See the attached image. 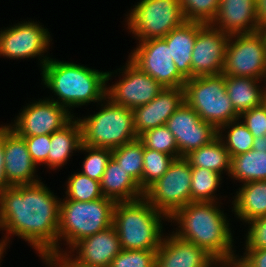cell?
Returning a JSON list of instances; mask_svg holds the SVG:
<instances>
[{"label":"cell","mask_w":266,"mask_h":267,"mask_svg":"<svg viewBox=\"0 0 266 267\" xmlns=\"http://www.w3.org/2000/svg\"><path fill=\"white\" fill-rule=\"evenodd\" d=\"M0 204L1 227L28 240L49 263L60 259L55 241L60 205L46 187L40 182L9 186L0 192Z\"/></svg>","instance_id":"1"},{"label":"cell","mask_w":266,"mask_h":267,"mask_svg":"<svg viewBox=\"0 0 266 267\" xmlns=\"http://www.w3.org/2000/svg\"><path fill=\"white\" fill-rule=\"evenodd\" d=\"M173 217L182 224L183 232L175 235L178 238L197 245L224 264L235 258L230 254L232 240L226 220L211 202H190Z\"/></svg>","instance_id":"2"},{"label":"cell","mask_w":266,"mask_h":267,"mask_svg":"<svg viewBox=\"0 0 266 267\" xmlns=\"http://www.w3.org/2000/svg\"><path fill=\"white\" fill-rule=\"evenodd\" d=\"M43 63L45 85L61 97L65 105H81L107 95L103 84L109 79V73H100L80 65L56 62L48 58Z\"/></svg>","instance_id":"3"},{"label":"cell","mask_w":266,"mask_h":267,"mask_svg":"<svg viewBox=\"0 0 266 267\" xmlns=\"http://www.w3.org/2000/svg\"><path fill=\"white\" fill-rule=\"evenodd\" d=\"M143 202L138 199L115 204L113 226L122 249L157 250L161 245L160 211Z\"/></svg>","instance_id":"4"},{"label":"cell","mask_w":266,"mask_h":267,"mask_svg":"<svg viewBox=\"0 0 266 267\" xmlns=\"http://www.w3.org/2000/svg\"><path fill=\"white\" fill-rule=\"evenodd\" d=\"M183 89L185 103L217 130L240 117L226 92L224 74L193 77Z\"/></svg>","instance_id":"5"},{"label":"cell","mask_w":266,"mask_h":267,"mask_svg":"<svg viewBox=\"0 0 266 267\" xmlns=\"http://www.w3.org/2000/svg\"><path fill=\"white\" fill-rule=\"evenodd\" d=\"M116 202L102 197L94 201L67 200L60 205L58 236L65 235L70 245L113 225Z\"/></svg>","instance_id":"6"},{"label":"cell","mask_w":266,"mask_h":267,"mask_svg":"<svg viewBox=\"0 0 266 267\" xmlns=\"http://www.w3.org/2000/svg\"><path fill=\"white\" fill-rule=\"evenodd\" d=\"M79 122L82 144L91 147L113 150L138 139L133 111L112 101L102 111Z\"/></svg>","instance_id":"7"},{"label":"cell","mask_w":266,"mask_h":267,"mask_svg":"<svg viewBox=\"0 0 266 267\" xmlns=\"http://www.w3.org/2000/svg\"><path fill=\"white\" fill-rule=\"evenodd\" d=\"M148 203L157 211L171 217L178 209L191 202V166L180 157L168 170L144 191Z\"/></svg>","instance_id":"8"},{"label":"cell","mask_w":266,"mask_h":267,"mask_svg":"<svg viewBox=\"0 0 266 267\" xmlns=\"http://www.w3.org/2000/svg\"><path fill=\"white\" fill-rule=\"evenodd\" d=\"M129 21L130 29L146 41L164 38L186 20L179 0H142L131 12Z\"/></svg>","instance_id":"9"},{"label":"cell","mask_w":266,"mask_h":267,"mask_svg":"<svg viewBox=\"0 0 266 267\" xmlns=\"http://www.w3.org/2000/svg\"><path fill=\"white\" fill-rule=\"evenodd\" d=\"M222 74L255 80L266 75V38L261 30L241 33L235 43H227Z\"/></svg>","instance_id":"10"},{"label":"cell","mask_w":266,"mask_h":267,"mask_svg":"<svg viewBox=\"0 0 266 267\" xmlns=\"http://www.w3.org/2000/svg\"><path fill=\"white\" fill-rule=\"evenodd\" d=\"M131 61L163 88H183L187 81L177 70L170 47L162 38L142 41Z\"/></svg>","instance_id":"11"},{"label":"cell","mask_w":266,"mask_h":267,"mask_svg":"<svg viewBox=\"0 0 266 267\" xmlns=\"http://www.w3.org/2000/svg\"><path fill=\"white\" fill-rule=\"evenodd\" d=\"M165 126L174 135L179 157L214 140L220 130L203 121L195 110L185 102L168 119Z\"/></svg>","instance_id":"12"},{"label":"cell","mask_w":266,"mask_h":267,"mask_svg":"<svg viewBox=\"0 0 266 267\" xmlns=\"http://www.w3.org/2000/svg\"><path fill=\"white\" fill-rule=\"evenodd\" d=\"M220 29L198 22V33L192 51V78L222 74L229 38Z\"/></svg>","instance_id":"13"},{"label":"cell","mask_w":266,"mask_h":267,"mask_svg":"<svg viewBox=\"0 0 266 267\" xmlns=\"http://www.w3.org/2000/svg\"><path fill=\"white\" fill-rule=\"evenodd\" d=\"M129 63L125 79L107 90L106 94L113 103L133 110L152 101L164 88L132 61Z\"/></svg>","instance_id":"14"},{"label":"cell","mask_w":266,"mask_h":267,"mask_svg":"<svg viewBox=\"0 0 266 267\" xmlns=\"http://www.w3.org/2000/svg\"><path fill=\"white\" fill-rule=\"evenodd\" d=\"M64 105L57 101H41L21 113L14 131L21 137L51 135L71 122Z\"/></svg>","instance_id":"15"},{"label":"cell","mask_w":266,"mask_h":267,"mask_svg":"<svg viewBox=\"0 0 266 267\" xmlns=\"http://www.w3.org/2000/svg\"><path fill=\"white\" fill-rule=\"evenodd\" d=\"M3 147L7 187L38 183V180L33 181L31 178L33 177L36 163L31 159L24 138L14 130L3 127Z\"/></svg>","instance_id":"16"},{"label":"cell","mask_w":266,"mask_h":267,"mask_svg":"<svg viewBox=\"0 0 266 267\" xmlns=\"http://www.w3.org/2000/svg\"><path fill=\"white\" fill-rule=\"evenodd\" d=\"M184 102L183 88H164L152 101L133 109L134 130L137 136L146 130L164 126Z\"/></svg>","instance_id":"17"},{"label":"cell","mask_w":266,"mask_h":267,"mask_svg":"<svg viewBox=\"0 0 266 267\" xmlns=\"http://www.w3.org/2000/svg\"><path fill=\"white\" fill-rule=\"evenodd\" d=\"M46 29L34 23H24L0 34V54L25 58L40 54L48 45Z\"/></svg>","instance_id":"18"},{"label":"cell","mask_w":266,"mask_h":267,"mask_svg":"<svg viewBox=\"0 0 266 267\" xmlns=\"http://www.w3.org/2000/svg\"><path fill=\"white\" fill-rule=\"evenodd\" d=\"M214 260L204 249L174 235L157 249L156 267H209Z\"/></svg>","instance_id":"19"},{"label":"cell","mask_w":266,"mask_h":267,"mask_svg":"<svg viewBox=\"0 0 266 267\" xmlns=\"http://www.w3.org/2000/svg\"><path fill=\"white\" fill-rule=\"evenodd\" d=\"M215 19L220 20L223 29L221 31L230 36L237 33H253L261 30L257 12V0H220L218 13ZM251 27L246 28L248 22ZM226 29V30H224ZM248 29V30H246Z\"/></svg>","instance_id":"20"},{"label":"cell","mask_w":266,"mask_h":267,"mask_svg":"<svg viewBox=\"0 0 266 267\" xmlns=\"http://www.w3.org/2000/svg\"><path fill=\"white\" fill-rule=\"evenodd\" d=\"M81 247L79 258L75 261L98 266H109L112 259L122 250L115 227H111L77 242Z\"/></svg>","instance_id":"21"},{"label":"cell","mask_w":266,"mask_h":267,"mask_svg":"<svg viewBox=\"0 0 266 267\" xmlns=\"http://www.w3.org/2000/svg\"><path fill=\"white\" fill-rule=\"evenodd\" d=\"M198 33V22L185 21L162 38L170 47V53L179 73L186 79L192 78V51Z\"/></svg>","instance_id":"22"},{"label":"cell","mask_w":266,"mask_h":267,"mask_svg":"<svg viewBox=\"0 0 266 267\" xmlns=\"http://www.w3.org/2000/svg\"><path fill=\"white\" fill-rule=\"evenodd\" d=\"M100 189L103 197L115 202L134 201L137 195H144L139 184L112 157L100 181Z\"/></svg>","instance_id":"23"},{"label":"cell","mask_w":266,"mask_h":267,"mask_svg":"<svg viewBox=\"0 0 266 267\" xmlns=\"http://www.w3.org/2000/svg\"><path fill=\"white\" fill-rule=\"evenodd\" d=\"M225 87L238 115L266 101V93L257 89L254 78L225 76Z\"/></svg>","instance_id":"24"},{"label":"cell","mask_w":266,"mask_h":267,"mask_svg":"<svg viewBox=\"0 0 266 267\" xmlns=\"http://www.w3.org/2000/svg\"><path fill=\"white\" fill-rule=\"evenodd\" d=\"M230 173L239 180H266V142H257L253 149L231 157Z\"/></svg>","instance_id":"25"},{"label":"cell","mask_w":266,"mask_h":267,"mask_svg":"<svg viewBox=\"0 0 266 267\" xmlns=\"http://www.w3.org/2000/svg\"><path fill=\"white\" fill-rule=\"evenodd\" d=\"M235 200V212L243 220L266 216V180L245 183Z\"/></svg>","instance_id":"26"},{"label":"cell","mask_w":266,"mask_h":267,"mask_svg":"<svg viewBox=\"0 0 266 267\" xmlns=\"http://www.w3.org/2000/svg\"><path fill=\"white\" fill-rule=\"evenodd\" d=\"M73 126L67 124L64 128L51 134V146L48 153L49 166H61L73 149H79L82 145V129L80 122H73ZM70 125V126H69Z\"/></svg>","instance_id":"27"},{"label":"cell","mask_w":266,"mask_h":267,"mask_svg":"<svg viewBox=\"0 0 266 267\" xmlns=\"http://www.w3.org/2000/svg\"><path fill=\"white\" fill-rule=\"evenodd\" d=\"M219 138L217 136L210 143L193 150L184 158L191 167L206 168L219 174L223 168H227L230 172L231 158L225 148V144L222 145Z\"/></svg>","instance_id":"28"},{"label":"cell","mask_w":266,"mask_h":267,"mask_svg":"<svg viewBox=\"0 0 266 267\" xmlns=\"http://www.w3.org/2000/svg\"><path fill=\"white\" fill-rule=\"evenodd\" d=\"M144 145L136 139L112 150V158L139 184L142 189Z\"/></svg>","instance_id":"29"},{"label":"cell","mask_w":266,"mask_h":267,"mask_svg":"<svg viewBox=\"0 0 266 267\" xmlns=\"http://www.w3.org/2000/svg\"><path fill=\"white\" fill-rule=\"evenodd\" d=\"M174 159L171 155L144 147L142 171L143 192L163 176Z\"/></svg>","instance_id":"30"},{"label":"cell","mask_w":266,"mask_h":267,"mask_svg":"<svg viewBox=\"0 0 266 267\" xmlns=\"http://www.w3.org/2000/svg\"><path fill=\"white\" fill-rule=\"evenodd\" d=\"M219 179L217 172L191 167V202H212L210 195L219 185Z\"/></svg>","instance_id":"31"},{"label":"cell","mask_w":266,"mask_h":267,"mask_svg":"<svg viewBox=\"0 0 266 267\" xmlns=\"http://www.w3.org/2000/svg\"><path fill=\"white\" fill-rule=\"evenodd\" d=\"M186 21L210 24L218 13L220 0H179Z\"/></svg>","instance_id":"32"},{"label":"cell","mask_w":266,"mask_h":267,"mask_svg":"<svg viewBox=\"0 0 266 267\" xmlns=\"http://www.w3.org/2000/svg\"><path fill=\"white\" fill-rule=\"evenodd\" d=\"M138 139L143 143L144 147L168 154L175 159L180 158L172 153H178V147L171 131L164 125L146 130Z\"/></svg>","instance_id":"33"},{"label":"cell","mask_w":266,"mask_h":267,"mask_svg":"<svg viewBox=\"0 0 266 267\" xmlns=\"http://www.w3.org/2000/svg\"><path fill=\"white\" fill-rule=\"evenodd\" d=\"M68 195L70 200L79 202L94 201L102 198L100 182L78 173L69 178Z\"/></svg>","instance_id":"34"},{"label":"cell","mask_w":266,"mask_h":267,"mask_svg":"<svg viewBox=\"0 0 266 267\" xmlns=\"http://www.w3.org/2000/svg\"><path fill=\"white\" fill-rule=\"evenodd\" d=\"M80 149L90 150L91 152L84 161V171H82V174L100 182L106 166L112 157V150L100 147H91L85 144H82Z\"/></svg>","instance_id":"35"},{"label":"cell","mask_w":266,"mask_h":267,"mask_svg":"<svg viewBox=\"0 0 266 267\" xmlns=\"http://www.w3.org/2000/svg\"><path fill=\"white\" fill-rule=\"evenodd\" d=\"M157 250L122 249L109 267H156Z\"/></svg>","instance_id":"36"},{"label":"cell","mask_w":266,"mask_h":267,"mask_svg":"<svg viewBox=\"0 0 266 267\" xmlns=\"http://www.w3.org/2000/svg\"><path fill=\"white\" fill-rule=\"evenodd\" d=\"M256 143L254 136L243 123L232 127L228 134V143L225 148L231 158L250 151Z\"/></svg>","instance_id":"37"},{"label":"cell","mask_w":266,"mask_h":267,"mask_svg":"<svg viewBox=\"0 0 266 267\" xmlns=\"http://www.w3.org/2000/svg\"><path fill=\"white\" fill-rule=\"evenodd\" d=\"M244 114L245 126L254 136L257 142H265L266 139V101L252 109L243 112L240 117Z\"/></svg>","instance_id":"38"},{"label":"cell","mask_w":266,"mask_h":267,"mask_svg":"<svg viewBox=\"0 0 266 267\" xmlns=\"http://www.w3.org/2000/svg\"><path fill=\"white\" fill-rule=\"evenodd\" d=\"M31 159L37 164L46 162L48 165V153L51 146V135H38L23 137Z\"/></svg>","instance_id":"39"},{"label":"cell","mask_w":266,"mask_h":267,"mask_svg":"<svg viewBox=\"0 0 266 267\" xmlns=\"http://www.w3.org/2000/svg\"><path fill=\"white\" fill-rule=\"evenodd\" d=\"M252 226L247 237V249H266V216L251 220Z\"/></svg>","instance_id":"40"},{"label":"cell","mask_w":266,"mask_h":267,"mask_svg":"<svg viewBox=\"0 0 266 267\" xmlns=\"http://www.w3.org/2000/svg\"><path fill=\"white\" fill-rule=\"evenodd\" d=\"M249 252L243 262L248 267H266V249H247Z\"/></svg>","instance_id":"41"},{"label":"cell","mask_w":266,"mask_h":267,"mask_svg":"<svg viewBox=\"0 0 266 267\" xmlns=\"http://www.w3.org/2000/svg\"><path fill=\"white\" fill-rule=\"evenodd\" d=\"M4 147H3V128H0V192L7 188V178L4 172Z\"/></svg>","instance_id":"42"},{"label":"cell","mask_w":266,"mask_h":267,"mask_svg":"<svg viewBox=\"0 0 266 267\" xmlns=\"http://www.w3.org/2000/svg\"><path fill=\"white\" fill-rule=\"evenodd\" d=\"M257 12L262 27L266 23V0H257Z\"/></svg>","instance_id":"43"},{"label":"cell","mask_w":266,"mask_h":267,"mask_svg":"<svg viewBox=\"0 0 266 267\" xmlns=\"http://www.w3.org/2000/svg\"><path fill=\"white\" fill-rule=\"evenodd\" d=\"M63 261L68 267H109V266H98V265H88V264H83L77 261H70V260H61Z\"/></svg>","instance_id":"44"},{"label":"cell","mask_w":266,"mask_h":267,"mask_svg":"<svg viewBox=\"0 0 266 267\" xmlns=\"http://www.w3.org/2000/svg\"><path fill=\"white\" fill-rule=\"evenodd\" d=\"M229 263H232V264H234L235 266L234 267H248L241 259L237 262L236 261V263L234 262V260L233 259H231L229 262H228V265H229Z\"/></svg>","instance_id":"45"},{"label":"cell","mask_w":266,"mask_h":267,"mask_svg":"<svg viewBox=\"0 0 266 267\" xmlns=\"http://www.w3.org/2000/svg\"><path fill=\"white\" fill-rule=\"evenodd\" d=\"M261 31L264 33L266 38V23L261 27Z\"/></svg>","instance_id":"46"},{"label":"cell","mask_w":266,"mask_h":267,"mask_svg":"<svg viewBox=\"0 0 266 267\" xmlns=\"http://www.w3.org/2000/svg\"><path fill=\"white\" fill-rule=\"evenodd\" d=\"M2 250H3V243L2 244L0 243V255L2 253Z\"/></svg>","instance_id":"47"},{"label":"cell","mask_w":266,"mask_h":267,"mask_svg":"<svg viewBox=\"0 0 266 267\" xmlns=\"http://www.w3.org/2000/svg\"><path fill=\"white\" fill-rule=\"evenodd\" d=\"M63 265H61L60 267H68L63 261L61 262Z\"/></svg>","instance_id":"48"}]
</instances>
